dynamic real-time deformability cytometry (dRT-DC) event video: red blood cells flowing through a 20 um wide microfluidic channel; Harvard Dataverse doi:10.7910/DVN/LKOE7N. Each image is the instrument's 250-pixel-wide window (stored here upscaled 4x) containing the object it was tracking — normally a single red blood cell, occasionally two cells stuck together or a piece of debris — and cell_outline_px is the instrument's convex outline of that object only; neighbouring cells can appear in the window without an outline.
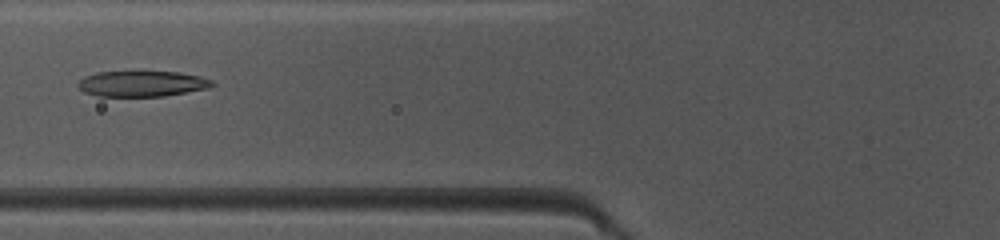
{"species": "common noctule bat (a hibernating species)", "species_latin": "Nyctalus noctula", "temperature_condition": "warm", "stored_images_in_passage": 48, "camera_frame_rate_fps": 3000, "um_per_image_px": 0.085, "animal": {"sex": "female", "body_mass_g": 10.0, "forearm_length_mm": 53.1}, "frame": {"image": 1, "passage_image": 19, "time_ms": 6.0, "image_size_px": [1000, 240], "cell_outline_px": [[216, 84], [208, 88], [164, 96], [100, 96], [84, 92], [76, 84], [84, 76], [96, 72], [180, 72], [200, 76], [212, 80]], "centroid_in_image_um": [12.08, 7.11], "position_along_channel_um": 113.7, "area_um2": 20.0}}
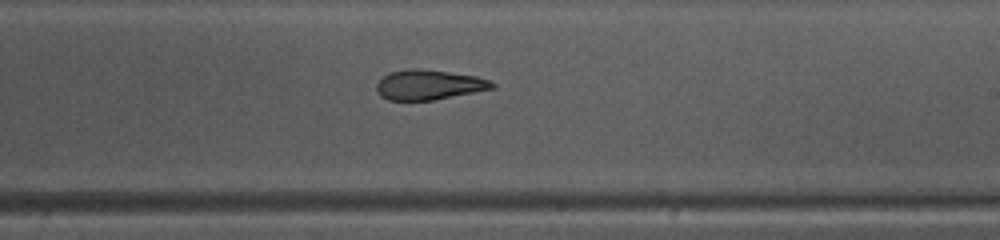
{"frame": {"image": 2, "passage_image": 29, "time_ms": 9.333, "image_size_px": [1000, 240], "cell_outline_px": [[496, 88], [432, 100], [388, 100], [380, 96], [376, 88], [376, 84], [384, 76], [392, 72], [408, 68], [420, 68], [476, 76], [488, 80], [496, 84]], "centroid_in_image_um": [36.45, 7.2], "position_along_channel_um": 252.5, "area_um2": 20.06}}
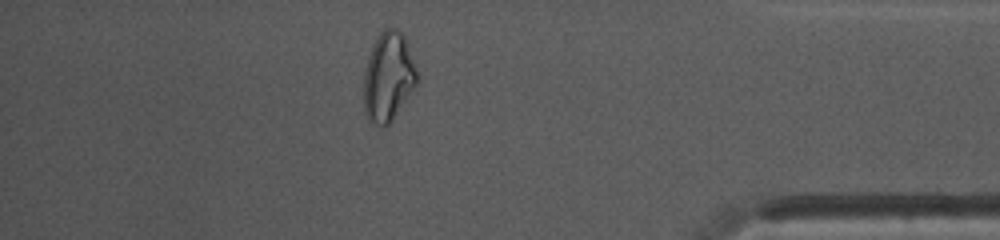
{"frame": {"image": 3, "passage_image": 42, "time_ms": 13.667, "image_size_px": [1000, 240], "cell_outline_px": [[420, 84], [392, 120], [384, 128], [372, 124], [368, 120], [364, 112], [364, 68], [372, 44], [380, 32], [384, 28], [396, 28], [404, 36], [408, 44], [420, 76]], "centroid_in_image_um": [33.04, 6.56], "position_along_channel_um": 402.2, "area_um2": 28.67}, "authors_computed_cell_mechanics": {"area_um2": 21.9929, "velocity_mm_per_s": 4.144, "shape_relaxation_time_tau1_ms": 9.6562, "shape_relaxation_time_tau2_ms": 1.9171, "deformation_change_tau1": 0.309, "deformation_change_tau2": 0.1073}}